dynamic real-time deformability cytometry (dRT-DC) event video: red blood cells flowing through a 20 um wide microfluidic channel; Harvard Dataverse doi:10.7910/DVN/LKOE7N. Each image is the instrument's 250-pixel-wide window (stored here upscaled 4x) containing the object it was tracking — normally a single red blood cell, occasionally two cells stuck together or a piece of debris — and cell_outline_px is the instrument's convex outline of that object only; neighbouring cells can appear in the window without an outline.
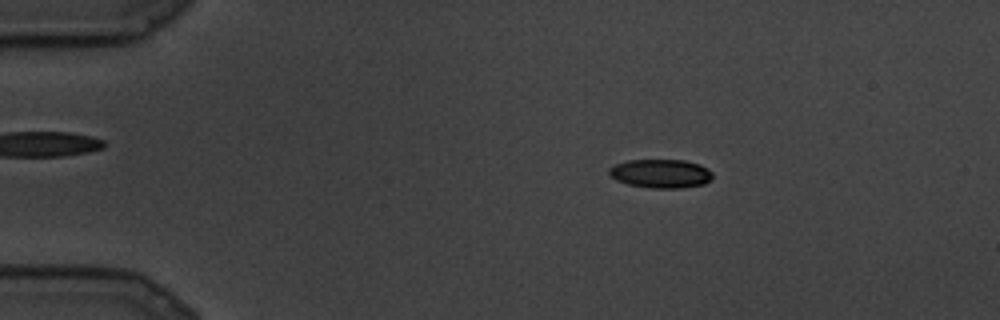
{"species": "common noctule bat (a hibernating species)", "species_latin": "Nyctalus noctula", "temperature_condition": "cold", "stored_images_in_passage": 9, "camera_frame_rate_fps": 3000, "um_per_image_px": 0.085, "animal": {"sex": "male", "body_mass_g": 19.5, "forearm_length_mm": 54.6}, "frame": {"image": 1, "passage_image": 6, "time_ms": 1.667, "image_size_px": [1000, 320], "cell_outline_px": [[712, 180], [704, 184], [680, 188], [652, 188], [628, 184], [616, 180], [608, 172], [608, 168], [616, 164], [628, 160], [684, 160], [700, 164], [708, 168], [712, 172]], "centroid_in_image_um": [56.19, 14.75], "position_along_channel_um": 28.8, "area_um2": 17.4}}